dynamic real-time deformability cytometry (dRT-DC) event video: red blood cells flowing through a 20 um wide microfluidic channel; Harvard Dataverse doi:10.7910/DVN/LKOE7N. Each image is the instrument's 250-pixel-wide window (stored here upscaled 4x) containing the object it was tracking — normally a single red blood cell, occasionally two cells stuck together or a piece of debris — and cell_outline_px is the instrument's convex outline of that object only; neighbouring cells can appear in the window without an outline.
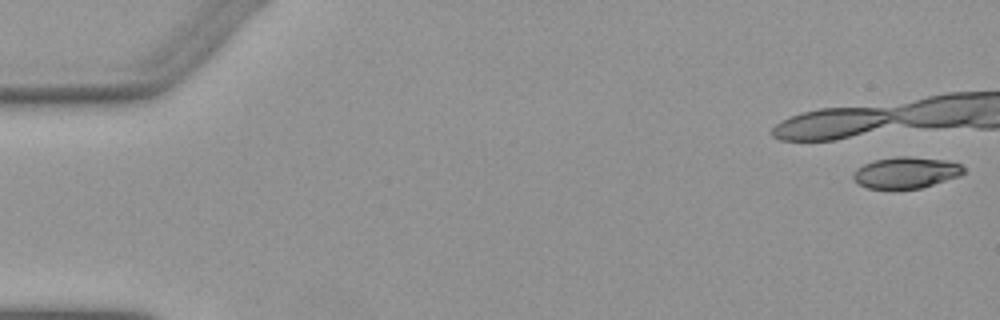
{"species": "Egyptian fruit bat (a non-hibernating species)", "species_latin": "Rousettus aegyptiacus", "temperature_condition": "warm", "stored_images_in_passage": 31, "camera_frame_rate_fps": 3000, "um_per_image_px": 0.085, "animal": {"sex": "female"}, "frame": {"image": 1, "passage_image": 1, "time_ms": 0.0, "image_size_px": [1000, 320], "cell_outline_px": [[964, 172], [960, 176], [920, 188], [892, 192], [868, 188], [860, 184], [852, 176], [856, 168], [864, 164], [876, 160], [896, 156], [912, 156], [944, 160], [960, 164], [964, 168]], "centroid_in_image_um": [76.98, 14.71], "position_along_channel_um": 8.0, "area_um2": 20.63}}